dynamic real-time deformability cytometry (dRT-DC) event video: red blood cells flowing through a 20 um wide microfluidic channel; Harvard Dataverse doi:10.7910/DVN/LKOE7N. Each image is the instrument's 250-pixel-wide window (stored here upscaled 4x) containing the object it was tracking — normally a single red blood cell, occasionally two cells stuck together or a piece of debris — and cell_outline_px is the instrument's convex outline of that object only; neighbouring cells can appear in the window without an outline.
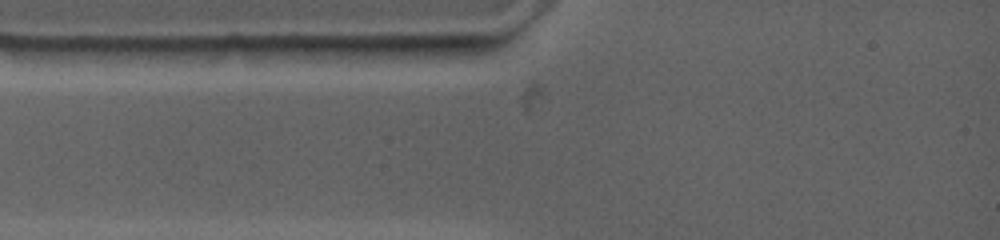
{"species": "common noctule bat (a hibernating species)", "species_latin": "Nyctalus noctula", "temperature_condition": "warm", "stored_images_in_passage": 2, "camera_frame_rate_fps": 4500, "um_per_image_px": 0.085, "animal": {"sex": "female", "body_mass_g": 19.0, "forearm_length_mm": 53.3}, "frame": {"image": 1, "passage_image": 1, "time_ms": 0.0, "image_size_px": [1000, 240], "cell_outline_px": [[416, 48], [396, 56], [276, 64], [268, 48], [412, 44]], "centroid_in_image_um": [28.58, 4.49], "position_along_channel_um": 56.4, "area_um2": 13.58}}